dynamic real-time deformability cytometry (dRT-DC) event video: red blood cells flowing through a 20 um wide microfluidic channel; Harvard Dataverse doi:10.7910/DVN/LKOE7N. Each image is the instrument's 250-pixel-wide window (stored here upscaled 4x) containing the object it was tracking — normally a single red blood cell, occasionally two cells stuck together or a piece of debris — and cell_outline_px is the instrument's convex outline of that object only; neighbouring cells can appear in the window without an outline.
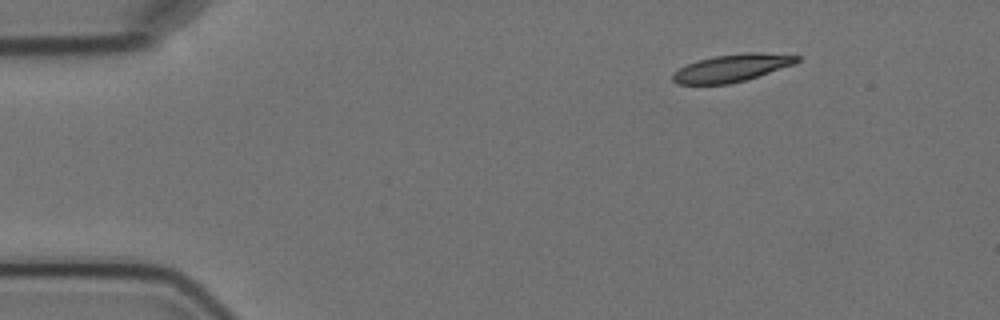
{"species": "Egyptian fruit bat (a non-hibernating species)", "species_latin": "Rousettus aegyptiacus", "temperature_condition": "cold", "stored_images_in_passage": 3, "camera_frame_rate_fps": 3000, "um_per_image_px": 0.085, "animal": {"sex": "female"}, "frame": {"image": 1, "passage_image": 1, "time_ms": 0.0, "image_size_px": [1000, 320], "cell_outline_px": [[800, 60], [796, 64], [744, 80], [728, 84], [676, 84], [672, 80], [672, 76], [680, 68], [688, 64], [700, 60], [716, 56], [744, 52], [760, 52], [800, 56]], "centroid_in_image_um": [62.25, 5.77], "position_along_channel_um": 22.8, "area_um2": 19.65}}